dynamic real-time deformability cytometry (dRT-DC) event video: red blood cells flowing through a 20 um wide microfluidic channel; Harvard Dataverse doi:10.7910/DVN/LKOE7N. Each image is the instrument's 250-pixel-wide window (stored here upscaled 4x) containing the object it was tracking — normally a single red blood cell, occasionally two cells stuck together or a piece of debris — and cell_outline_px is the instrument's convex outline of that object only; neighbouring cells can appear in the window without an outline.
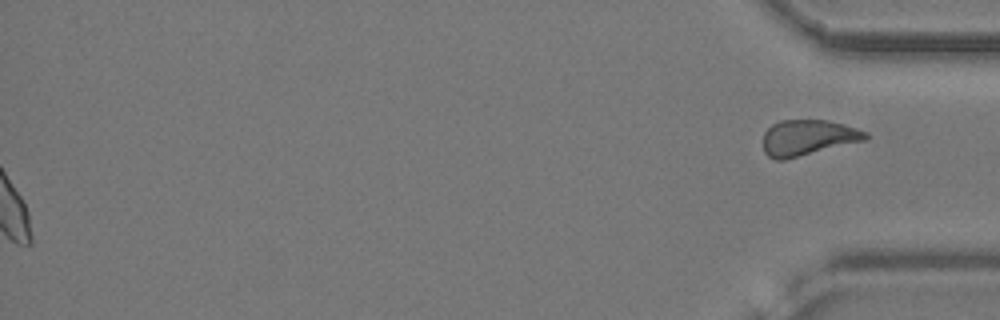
{"species": "common noctule bat (a hibernating species)", "species_latin": "Nyctalus noctula", "temperature_condition": "cold", "stored_images_in_passage": 52, "segment_of_instrument_passage": [2, 2], "camera_frame_rate_fps": 3000, "um_per_image_px": 0.085, "animal": {"sex": "female", "body_mass_g": 24.6, "forearm_length_mm": 56.2}, "frame": {"image": 1, "passage_image": 52, "time_ms": 17.0, "image_size_px": [1000, 320], "cell_outline_px": [[872, 136], [868, 140], [784, 160], [776, 160], [768, 156], [764, 152], [764, 132], [772, 124], [780, 120], [828, 120], [844, 124], [868, 132]], "centroid_in_image_um": [68.72, 11.7], "position_along_channel_um": 366.5, "area_um2": 21.62}}